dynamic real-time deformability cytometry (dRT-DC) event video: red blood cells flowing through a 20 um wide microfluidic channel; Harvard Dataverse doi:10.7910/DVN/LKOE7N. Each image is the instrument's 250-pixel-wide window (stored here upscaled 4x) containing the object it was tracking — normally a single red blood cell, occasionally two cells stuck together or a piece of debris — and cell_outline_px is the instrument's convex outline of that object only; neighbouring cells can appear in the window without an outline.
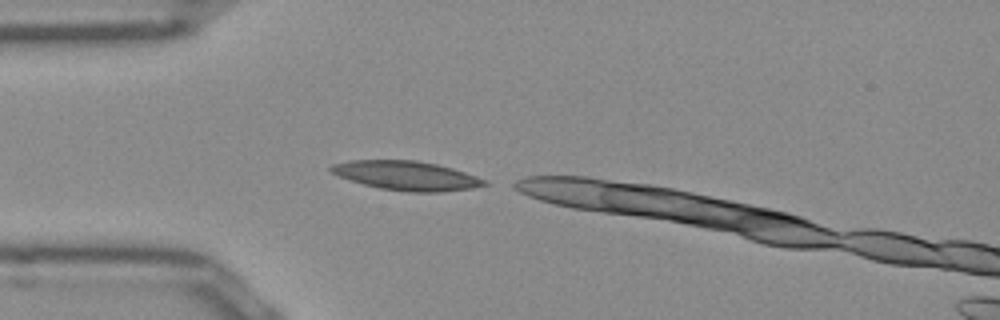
{"species": "Egyptian fruit bat (a non-hibernating species)", "species_latin": "Rousettus aegyptiacus", "temperature_condition": "room temperature", "stored_images_in_passage": 8, "camera_frame_rate_fps": 3000, "um_per_image_px": 0.085, "frame": {"image": 1, "passage_image": 1, "time_ms": 0.0, "image_size_px": [1000, 320], "cell_outline_px": [[488, 184], [472, 188], [440, 192], [408, 192], [380, 188], [364, 184], [340, 176], [332, 172], [328, 168], [332, 164], [352, 160], [416, 160], [436, 164], [452, 168], [488, 180]], "centroid_in_image_um": [34.58, 14.93], "position_along_channel_um": 50.4, "area_um2": 25.89}}
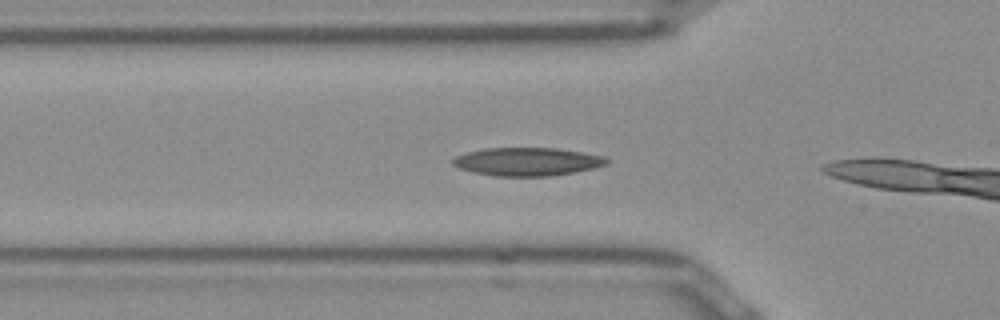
{"frame": {"image": 2, "passage_image": 4, "time_ms": 1.0, "image_size_px": [1000, 320], "cell_outline_px": [[608, 164], [592, 168], [572, 172], [548, 176], [496, 176], [472, 172], [460, 168], [452, 164], [452, 160], [456, 156], [468, 152], [484, 148], [556, 148], [604, 156], [608, 160]], "centroid_in_image_um": [44.79, 13.74], "position_along_channel_um": 81.0, "area_um2": 25.03}}
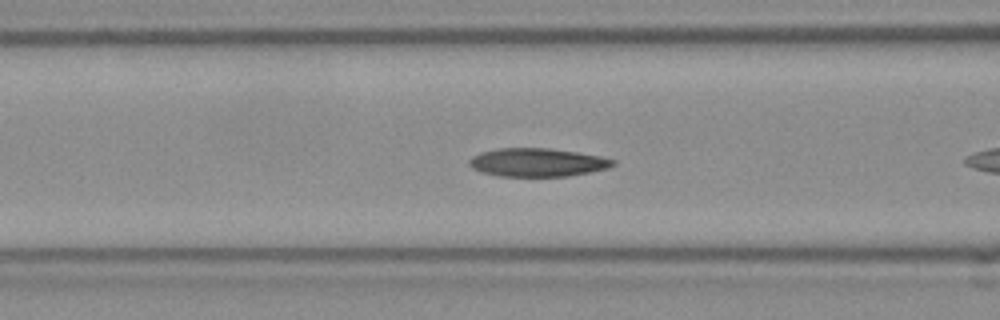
{"frame": {"image": 3, "passage_image": 7, "time_ms": 2.0, "image_size_px": [1000, 320], "cell_outline_px": [[616, 164], [608, 168], [568, 176], [500, 176], [484, 172], [472, 168], [468, 164], [468, 160], [472, 156], [480, 152], [500, 148], [552, 148], [600, 156], [616, 160]], "centroid_in_image_um": [45.67, 13.79], "position_along_channel_um": 120.9, "area_um2": 23.7}}